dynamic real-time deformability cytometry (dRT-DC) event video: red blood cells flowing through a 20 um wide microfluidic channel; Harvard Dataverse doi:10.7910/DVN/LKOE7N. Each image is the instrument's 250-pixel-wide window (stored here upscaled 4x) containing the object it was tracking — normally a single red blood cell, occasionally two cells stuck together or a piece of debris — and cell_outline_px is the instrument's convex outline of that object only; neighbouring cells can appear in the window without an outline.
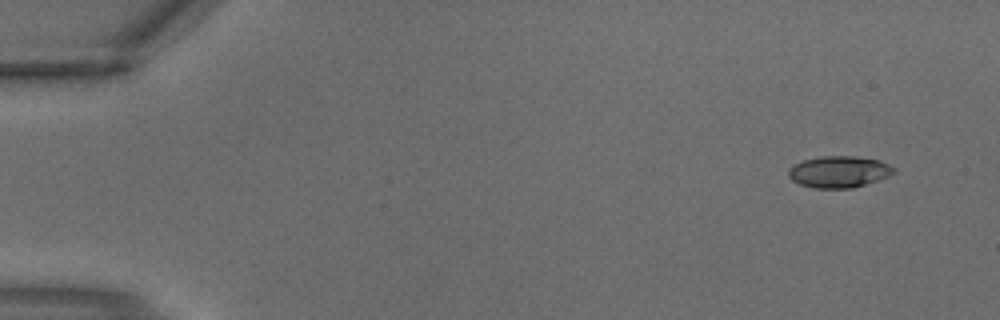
{"species": "common noctule bat (a hibernating species)", "species_latin": "Nyctalus noctula", "temperature_condition": "warm", "stored_images_in_passage": 4, "segment_of_instrument_passage": [1, 2], "camera_frame_rate_fps": 3000, "um_per_image_px": 0.085, "animal": {"sex": "male", "body_mass_g": 18.8}, "frame": {"image": 1, "passage_image": 1, "time_ms": 0.0, "image_size_px": [1000, 320], "cell_outline_px": [[896, 172], [888, 176], [852, 188], [816, 188], [800, 184], [792, 180], [788, 176], [788, 168], [804, 160], [820, 156], [856, 156], [880, 160], [896, 168]], "centroid_in_image_um": [71.32, 14.59], "position_along_channel_um": 13.7, "area_um2": 19.31}}
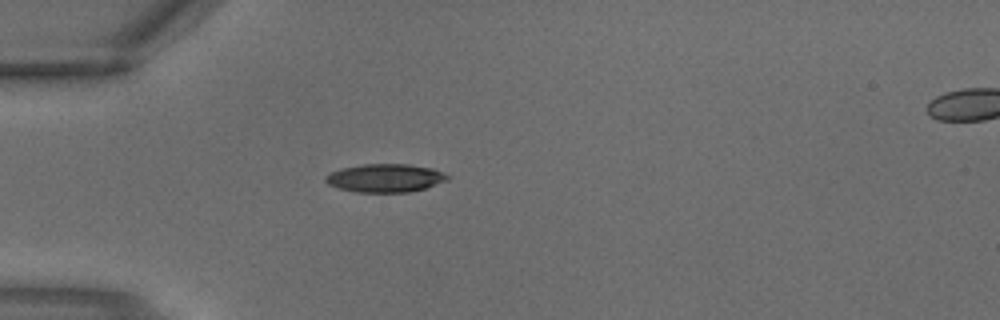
{"frame": {"image": 2, "passage_image": 3, "time_ms": 0.667, "image_size_px": [1000, 320], "cell_outline_px": [[452, 176], [448, 180], [424, 188], [408, 192], [356, 192], [340, 188], [328, 184], [324, 180], [324, 176], [340, 168], [364, 164], [408, 164], [432, 168]], "centroid_in_image_um": [32.75, 15.12], "position_along_channel_um": 52.3, "area_um2": 20.06}}